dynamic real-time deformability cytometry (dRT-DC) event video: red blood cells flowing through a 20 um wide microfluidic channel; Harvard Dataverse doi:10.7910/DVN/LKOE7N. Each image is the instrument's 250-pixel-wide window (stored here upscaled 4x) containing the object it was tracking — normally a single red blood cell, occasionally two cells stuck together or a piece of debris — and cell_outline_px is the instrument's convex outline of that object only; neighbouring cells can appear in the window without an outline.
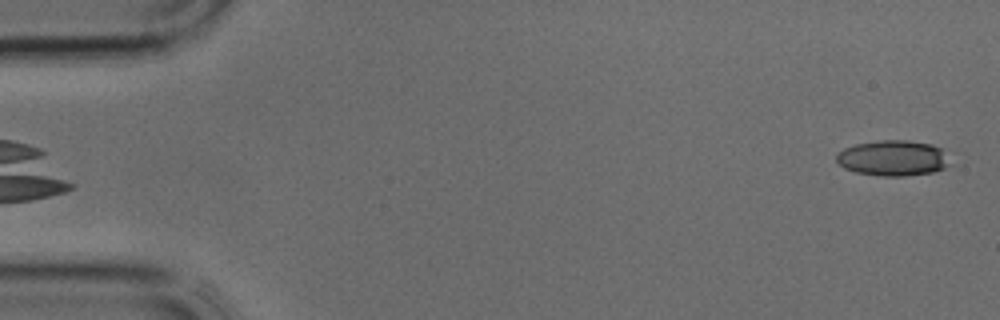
{"species": "common noctule bat (a hibernating species)", "species_latin": "Nyctalus noctula", "temperature_condition": "cold", "stored_images_in_passage": 38, "camera_frame_rate_fps": 3000, "um_per_image_px": 0.085, "animal": {"sex": "male", "body_mass_g": 17.9, "forearm_length_mm": 54.2}, "frame": {"image": 1, "passage_image": 1, "time_ms": 0.0, "image_size_px": [1000, 320], "cell_outline_px": [[948, 164], [944, 168], [932, 172], [904, 176], [880, 176], [856, 172], [844, 168], [836, 160], [836, 156], [844, 148], [856, 144], [880, 140], [908, 140], [932, 144], [940, 148]], "centroid_in_image_um": [75.85, 13.43], "position_along_channel_um": 9.1, "area_um2": 23.18}}
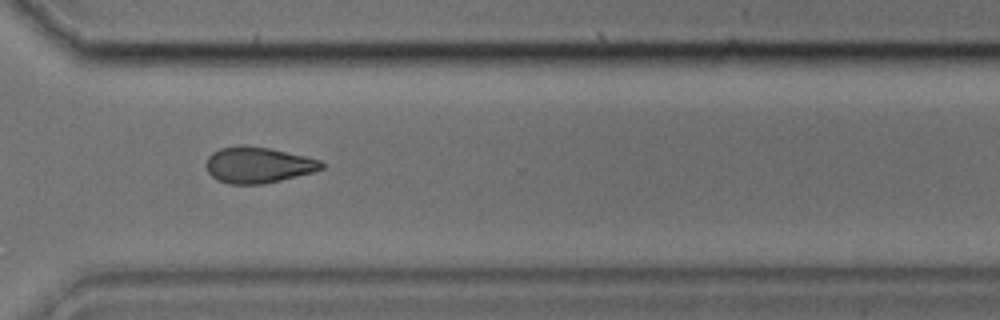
{"frame": {"image": 2, "passage_image": 28, "time_ms": 9.0, "image_size_px": [1000, 320], "cell_outline_px": [[324, 168], [312, 172], [264, 184], [232, 184], [216, 180], [208, 172], [208, 156], [212, 152], [220, 148], [240, 144], [244, 144], [268, 148], [304, 156], [320, 160], [324, 164]], "centroid_in_image_um": [21.92, 14.01], "position_along_channel_um": 348.7, "area_um2": 24.04}}
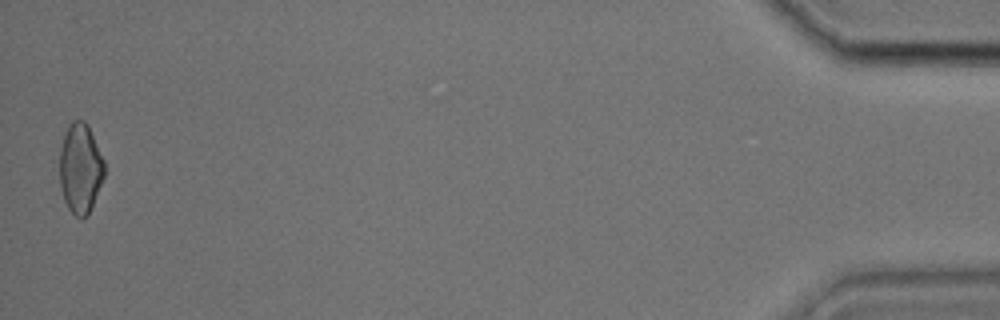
{"frame": {"image": 3, "passage_image": 38, "time_ms": 12.333, "image_size_px": [1000, 320], "cell_outline_px": [[104, 176], [88, 216], [80, 220], [68, 208], [64, 200], [60, 188], [60, 148], [64, 132], [68, 124], [72, 120], [84, 120], [88, 124], [104, 160]], "centroid_in_image_um": [6.82, 14.3], "position_along_channel_um": 428.4, "area_um2": 23.7}}